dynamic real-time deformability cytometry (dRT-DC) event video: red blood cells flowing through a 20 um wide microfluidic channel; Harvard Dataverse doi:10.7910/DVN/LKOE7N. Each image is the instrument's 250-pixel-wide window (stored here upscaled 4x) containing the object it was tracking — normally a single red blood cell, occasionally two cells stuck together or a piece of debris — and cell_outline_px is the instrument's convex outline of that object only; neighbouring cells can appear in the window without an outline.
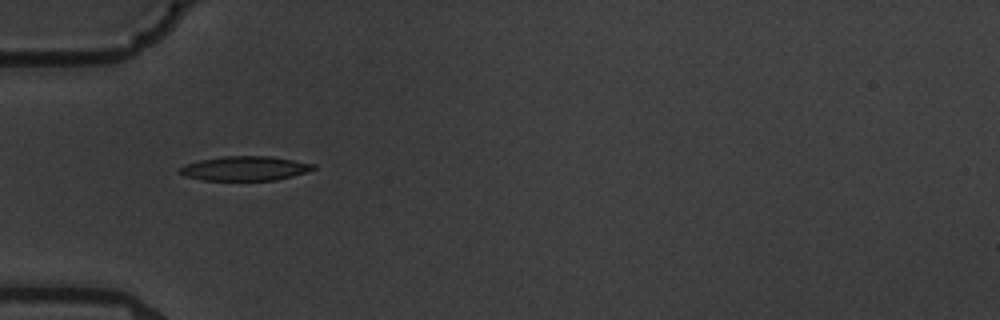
{"species": "common noctule bat (a hibernating species)", "species_latin": "Nyctalus noctula", "temperature_condition": "warm", "stored_images_in_passage": 10, "camera_frame_rate_fps": 3000, "um_per_image_px": 0.085, "animal": {"sex": "male", "body_mass_g": 19.5, "forearm_length_mm": 54.6}, "frame": {"image": 1, "passage_image": 6, "time_ms": 6.333, "image_size_px": [1000, 320], "cell_outline_px": [[316, 168], [292, 176], [276, 180], [204, 180], [184, 176], [176, 172], [184, 164], [200, 160], [224, 156], [272, 156], [316, 164]], "centroid_in_image_um": [20.79, 14.31], "position_along_channel_um": 64.2, "area_um2": 19.02}}
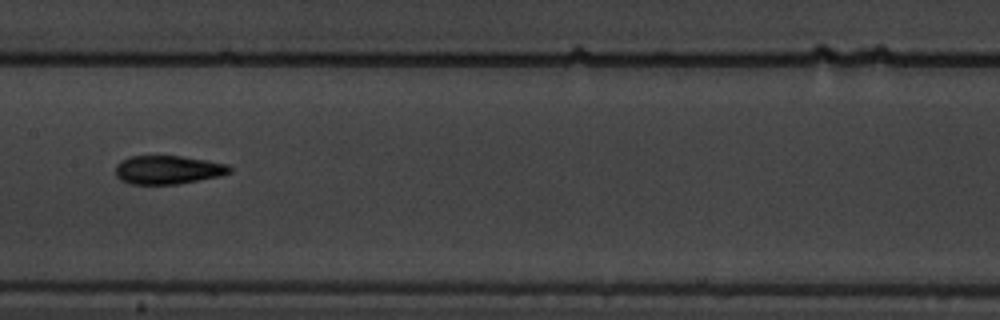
{"frame": {"image": 2, "passage_image": 9, "time_ms": 10.0, "image_size_px": [1000, 320], "cell_outline_px": [[232, 172], [220, 176], [176, 184], [132, 184], [120, 180], [116, 176], [116, 164], [120, 160], [128, 156], [180, 156], [228, 164], [232, 168]], "centroid_in_image_um": [14.25, 14.43], "position_along_channel_um": 193.1, "area_um2": 19.02}}
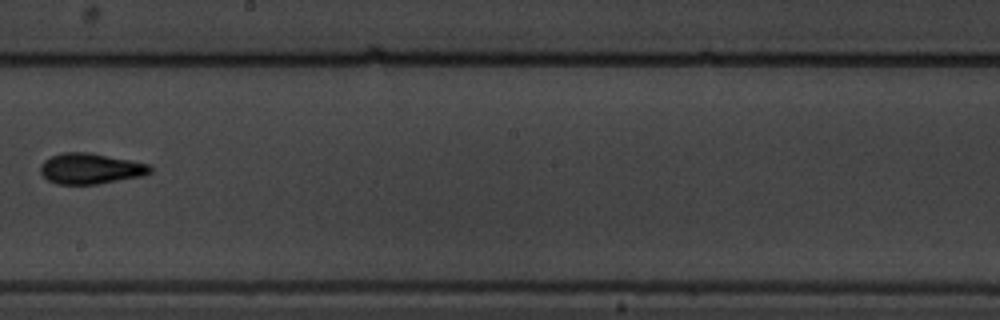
{"frame": {"image": 3, "passage_image": 10, "time_ms": 11.333, "image_size_px": [1000, 320], "cell_outline_px": [[152, 172], [144, 176], [96, 184], [56, 184], [48, 180], [40, 172], [40, 164], [44, 160], [52, 156], [64, 152], [88, 152], [148, 164], [152, 168]], "centroid_in_image_um": [7.68, 14.34], "position_along_channel_um": 240.5, "area_um2": 19.54}}